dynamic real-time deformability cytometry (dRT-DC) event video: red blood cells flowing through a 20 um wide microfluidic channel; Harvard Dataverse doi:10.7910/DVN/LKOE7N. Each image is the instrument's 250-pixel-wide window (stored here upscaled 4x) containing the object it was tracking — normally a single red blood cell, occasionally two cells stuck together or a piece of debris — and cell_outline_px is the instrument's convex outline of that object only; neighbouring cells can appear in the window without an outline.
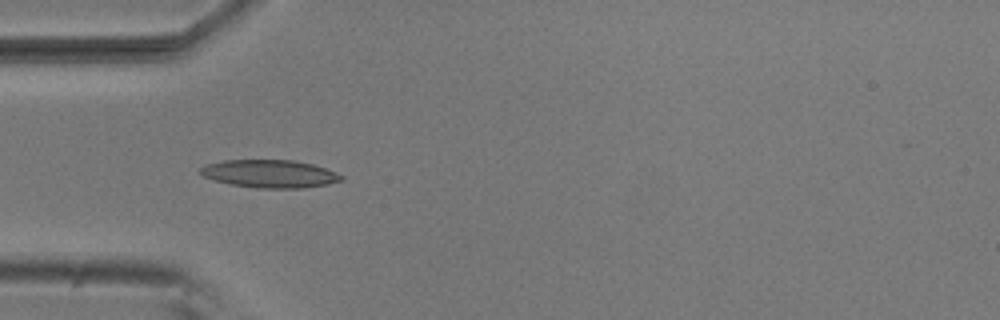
{"species": "common noctule bat (a hibernating species)", "species_latin": "Nyctalus noctula", "temperature_condition": "room temperature", "stored_images_in_passage": 7, "camera_frame_rate_fps": 3000, "um_per_image_px": 0.085, "animal": {"sex": "male", "body_mass_g": 20.5, "forearm_length_mm": 52.5}, "frame": {"image": 1, "passage_image": 5, "time_ms": 1.333, "image_size_px": [1000, 320], "cell_outline_px": [[344, 180], [328, 184], [304, 188], [260, 188], [232, 184], [216, 180], [204, 176], [196, 172], [200, 168], [208, 164], [224, 160], [292, 160], [312, 164], [336, 172], [344, 176]], "centroid_in_image_um": [22.96, 14.77], "position_along_channel_um": 62.0, "area_um2": 22.77}}
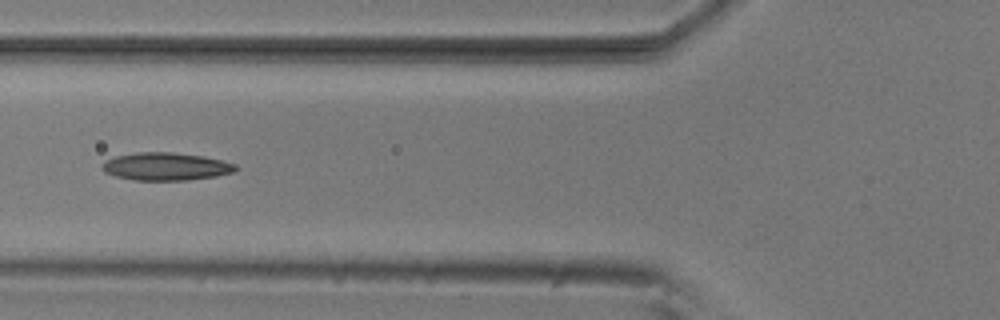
{"frame": {"image": 2, "passage_image": 6, "time_ms": 1.667, "image_size_px": [1000, 320], "cell_outline_px": [[240, 168], [232, 172], [216, 176], [188, 180], [132, 180], [116, 176], [104, 172], [104, 160], [116, 156], [136, 152], [172, 152], [204, 156], [236, 164]], "centroid_in_image_um": [14.12, 14.15], "position_along_channel_um": 111.7, "area_um2": 21.56}}
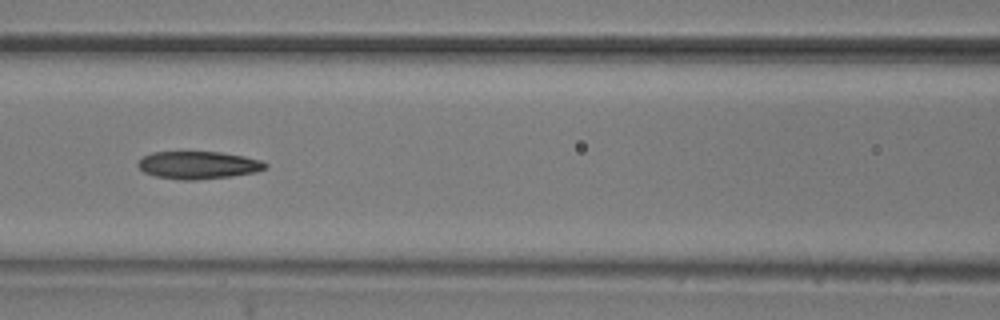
{"frame": {"image": 3, "passage_image": 7, "time_ms": 2.0, "image_size_px": [1000, 320], "cell_outline_px": [[268, 168], [256, 172], [232, 176], [196, 180], [180, 180], [156, 176], [144, 172], [136, 164], [144, 156], [152, 152], [220, 152], [244, 156], [260, 160], [268, 164]], "centroid_in_image_um": [16.88, 14.04], "position_along_channel_um": 149.7, "area_um2": 20.52}}